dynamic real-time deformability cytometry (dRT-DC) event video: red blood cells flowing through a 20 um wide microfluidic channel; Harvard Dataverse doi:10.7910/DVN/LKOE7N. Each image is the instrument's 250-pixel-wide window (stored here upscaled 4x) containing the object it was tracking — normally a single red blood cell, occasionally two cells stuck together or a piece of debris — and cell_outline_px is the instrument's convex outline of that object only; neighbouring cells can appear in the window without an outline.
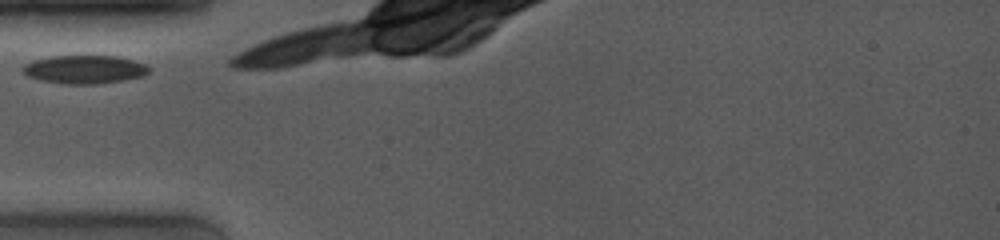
{"species": "common noctule bat (a hibernating species)", "species_latin": "Nyctalus noctula", "temperature_condition": "room temperature", "stored_images_in_passage": 12, "camera_frame_rate_fps": 4000, "um_per_image_px": 0.085, "animal": {"sex": "female", "body_mass_g": 19.0, "forearm_length_mm": 53.3}, "frame": {"image": 1, "passage_image": 1, "time_ms": 0.0, "image_size_px": [1000, 240], "cell_outline_px": [[152, 68], [144, 76], [124, 80], [92, 84], [60, 84], [40, 80], [28, 76], [20, 68], [24, 64], [32, 60], [52, 56], [116, 56], [132, 60], [144, 64]], "centroid_in_image_um": [7.16, 5.9], "position_along_channel_um": 77.8, "area_um2": 20.92}}